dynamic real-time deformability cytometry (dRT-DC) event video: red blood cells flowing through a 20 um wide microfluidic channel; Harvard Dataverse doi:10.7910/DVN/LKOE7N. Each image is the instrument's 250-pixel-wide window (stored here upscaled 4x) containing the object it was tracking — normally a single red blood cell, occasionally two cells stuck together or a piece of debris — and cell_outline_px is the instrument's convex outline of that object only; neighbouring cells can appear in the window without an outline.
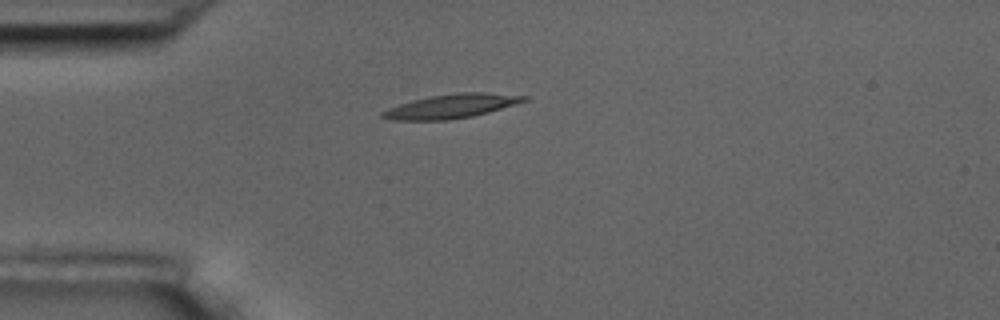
{"species": "common noctule bat (a hibernating species)", "species_latin": "Nyctalus noctula", "temperature_condition": "room temperature", "stored_images_in_passage": 3, "camera_frame_rate_fps": 3000, "um_per_image_px": 0.085, "animal": {"sex": "male", "body_mass_g": 17.5, "forearm_length_mm": 52.3}, "frame": {"image": 1, "passage_image": 3, "time_ms": 2.667, "image_size_px": [1000, 320], "cell_outline_px": [[528, 100], [516, 104], [488, 112], [472, 116], [448, 120], [392, 120], [380, 116], [380, 112], [388, 108], [412, 100], [428, 96], [456, 92], [484, 92], [528, 96]], "centroid_in_image_um": [38.35, 9.02], "position_along_channel_um": 46.6, "area_um2": 19.88}}